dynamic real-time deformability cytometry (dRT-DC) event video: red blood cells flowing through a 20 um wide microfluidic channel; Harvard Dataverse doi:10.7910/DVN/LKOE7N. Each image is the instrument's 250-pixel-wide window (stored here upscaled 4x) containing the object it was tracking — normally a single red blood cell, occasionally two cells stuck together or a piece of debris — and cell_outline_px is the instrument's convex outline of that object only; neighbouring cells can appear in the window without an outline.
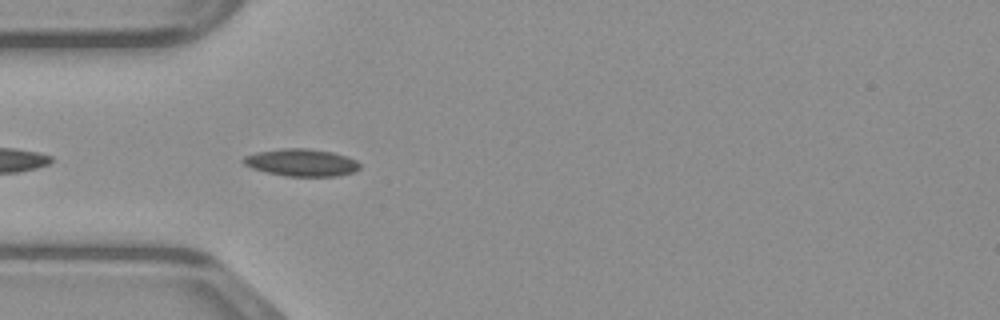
{"species": "common noctule bat (a hibernating species)", "species_latin": "Nyctalus noctula", "temperature_condition": "warm", "stored_images_in_passage": 24, "camera_frame_rate_fps": 3000, "um_per_image_px": 0.085, "animal": {"sex": "male", "body_mass_g": 23.1, "forearm_length_mm": 52.7}, "frame": {"image": 1, "passage_image": 4, "time_ms": 1.0, "image_size_px": [1000, 320], "cell_outline_px": [[360, 168], [352, 172], [336, 176], [288, 176], [268, 172], [252, 168], [244, 164], [240, 160], [244, 156], [256, 152], [280, 148], [308, 148], [332, 152], [348, 156], [356, 160], [360, 164]], "centroid_in_image_um": [25.61, 13.8], "position_along_channel_um": 59.4, "area_um2": 18.55}}
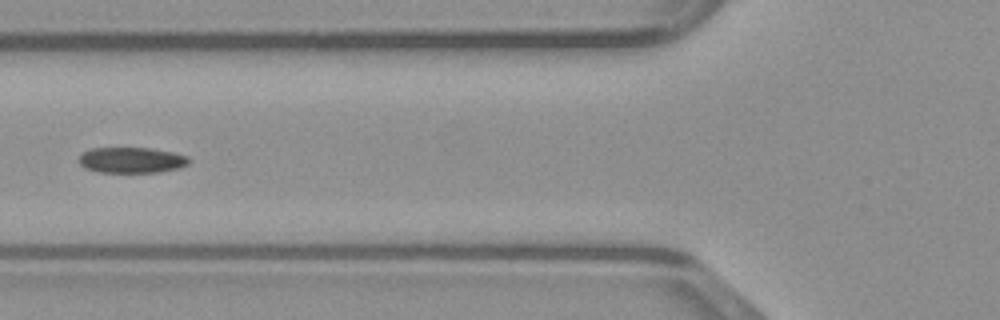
{"frame": {"image": 2, "passage_image": 8, "time_ms": 2.333, "image_size_px": [1000, 320], "cell_outline_px": [[192, 160], [188, 164], [180, 168], [160, 172], [96, 172], [84, 168], [76, 160], [84, 152], [92, 148], [152, 148], [172, 152], [188, 156]], "centroid_in_image_um": [11.19, 13.61], "position_along_channel_um": 114.6, "area_um2": 16.7}}